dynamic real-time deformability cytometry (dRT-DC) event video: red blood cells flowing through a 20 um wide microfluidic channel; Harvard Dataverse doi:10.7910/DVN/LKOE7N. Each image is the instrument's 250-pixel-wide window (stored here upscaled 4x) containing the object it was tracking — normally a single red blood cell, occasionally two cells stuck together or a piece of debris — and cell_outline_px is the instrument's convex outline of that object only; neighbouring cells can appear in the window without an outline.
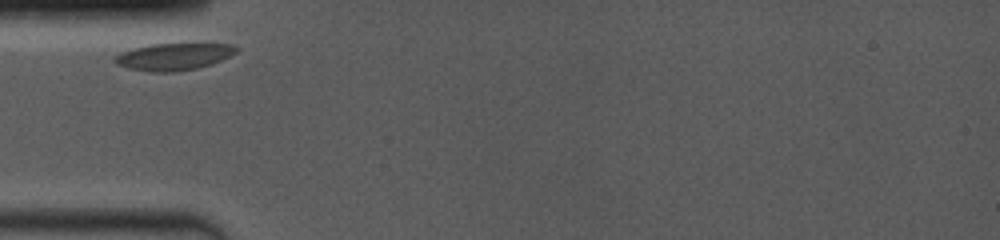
{"species": "common noctule bat (a hibernating species)", "species_latin": "Nyctalus noctula", "temperature_condition": "room temperature", "stored_images_in_passage": 21, "camera_frame_rate_fps": 4000, "um_per_image_px": 0.085, "animal": {"sex": "female", "body_mass_g": 19.0, "forearm_length_mm": 53.3}, "frame": {"image": 1, "passage_image": 1, "time_ms": 0.0, "image_size_px": [1000, 240], "cell_outline_px": [[240, 48], [236, 52], [220, 60], [196, 68], [172, 72], [148, 72], [128, 68], [116, 64], [112, 60], [112, 56], [120, 52], [132, 48], [152, 44], [232, 44]], "centroid_in_image_um": [14.67, 4.81], "position_along_channel_um": 70.3, "area_um2": 19.07}}
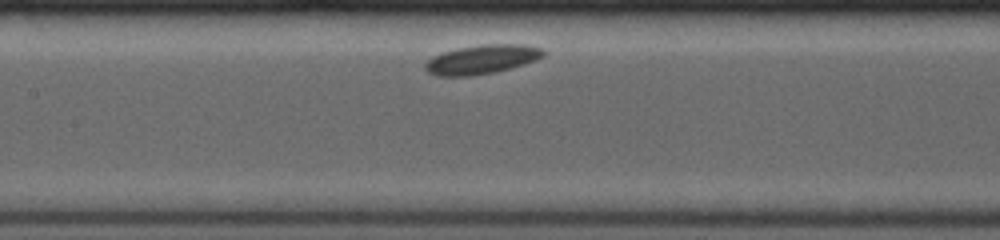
{"frame": {"image": 2, "passage_image": 10, "time_ms": 2.75, "image_size_px": [1000, 240], "cell_outline_px": [[544, 56], [536, 60], [512, 68], [496, 72], [472, 76], [436, 76], [428, 72], [424, 68], [424, 64], [432, 56], [456, 48], [480, 44], [524, 44], [544, 48]], "centroid_in_image_um": [40.96, 5.05], "position_along_channel_um": 166.4, "area_um2": 20.35}}
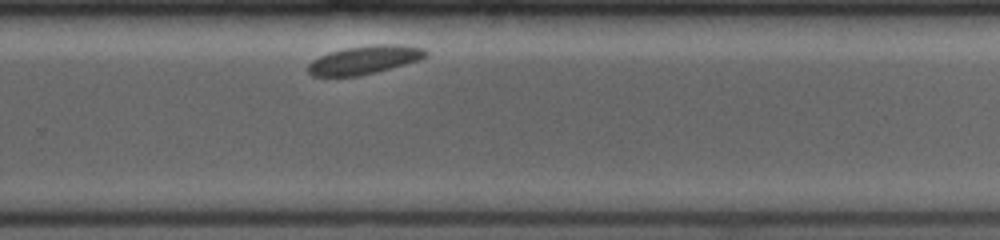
{"frame": {"image": 3, "passage_image": 21, "time_ms": 6.5, "image_size_px": [1000, 240], "cell_outline_px": [[428, 56], [420, 60], [376, 72], [360, 76], [312, 76], [308, 72], [308, 64], [312, 60], [320, 56], [344, 48], [372, 44], [396, 44], [424, 48], [428, 52]], "centroid_in_image_um": [31.01, 5.09], "position_along_channel_um": 298.8, "area_um2": 19.54}}